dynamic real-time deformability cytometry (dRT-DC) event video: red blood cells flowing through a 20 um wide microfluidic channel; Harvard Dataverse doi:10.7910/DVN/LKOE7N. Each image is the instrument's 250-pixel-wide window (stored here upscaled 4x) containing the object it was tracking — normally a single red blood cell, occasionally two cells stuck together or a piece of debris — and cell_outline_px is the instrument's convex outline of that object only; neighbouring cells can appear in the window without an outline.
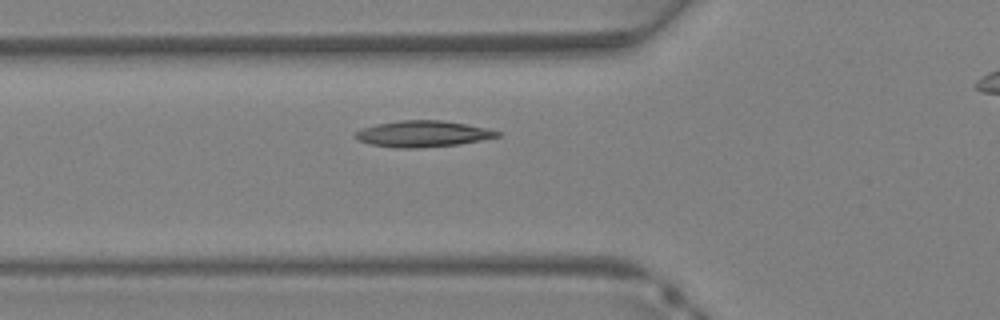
{"species": "Egyptian fruit bat (a non-hibernating species)", "species_latin": "Rousettus aegyptiacus", "temperature_condition": "warm", "stored_images_in_passage": 29, "camera_frame_rate_fps": 3000, "um_per_image_px": 0.085, "animal": {"sex": "female"}, "frame": {"image": 1, "passage_image": 9, "time_ms": 2.667, "image_size_px": [1000, 320], "cell_outline_px": [[500, 136], [480, 140], [456, 144], [420, 148], [396, 148], [372, 144], [360, 140], [352, 136], [356, 132], [364, 128], [376, 124], [400, 120], [440, 120], [468, 124], [500, 132]], "centroid_in_image_um": [35.92, 11.37], "position_along_channel_um": 89.9, "area_um2": 21.39}}
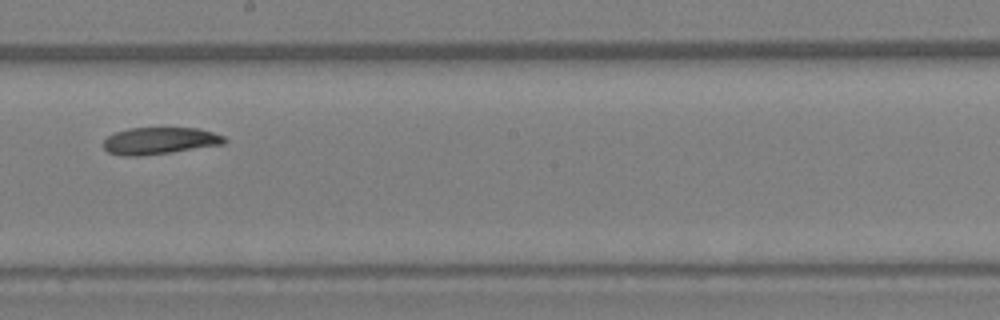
{"frame": {"image": 2, "passage_image": 17, "time_ms": 5.333, "image_size_px": [1000, 320], "cell_outline_px": [[228, 140], [224, 144], [172, 152], [140, 156], [124, 156], [108, 152], [104, 148], [104, 140], [108, 136], [116, 132], [128, 128], [196, 128], [212, 132], [224, 136]], "centroid_in_image_um": [13.58, 11.97], "position_along_channel_um": 234.6, "area_um2": 18.96}}
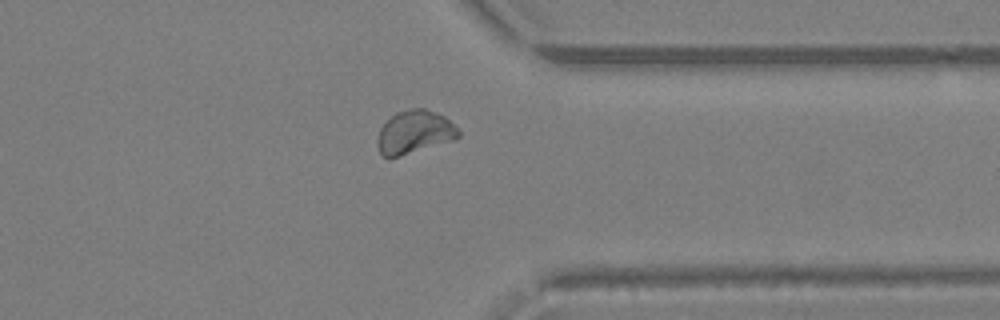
{"frame": {"image": 3, "passage_image": 25, "time_ms": 8.0, "image_size_px": [1000, 320], "cell_outline_px": [[460, 136], [452, 140], [388, 160], [380, 156], [376, 144], [376, 140], [380, 128], [396, 112], [412, 108], [424, 108], [444, 116], [460, 132]], "centroid_in_image_um": [35.16, 11.27], "position_along_channel_um": 376.2, "area_um2": 20.46}}